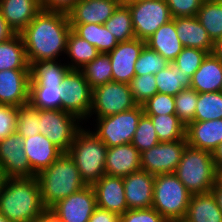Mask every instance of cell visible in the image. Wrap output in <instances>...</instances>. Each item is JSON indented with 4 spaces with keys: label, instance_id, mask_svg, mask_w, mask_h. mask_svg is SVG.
Listing matches in <instances>:
<instances>
[{
    "label": "cell",
    "instance_id": "cell-1",
    "mask_svg": "<svg viewBox=\"0 0 222 222\" xmlns=\"http://www.w3.org/2000/svg\"><path fill=\"white\" fill-rule=\"evenodd\" d=\"M71 29L68 14L41 10L19 33L29 66L38 60H61L62 56L65 57Z\"/></svg>",
    "mask_w": 222,
    "mask_h": 222
},
{
    "label": "cell",
    "instance_id": "cell-2",
    "mask_svg": "<svg viewBox=\"0 0 222 222\" xmlns=\"http://www.w3.org/2000/svg\"><path fill=\"white\" fill-rule=\"evenodd\" d=\"M0 212L11 222H31L44 216L48 210L37 178H7L0 192Z\"/></svg>",
    "mask_w": 222,
    "mask_h": 222
},
{
    "label": "cell",
    "instance_id": "cell-3",
    "mask_svg": "<svg viewBox=\"0 0 222 222\" xmlns=\"http://www.w3.org/2000/svg\"><path fill=\"white\" fill-rule=\"evenodd\" d=\"M35 177L39 183L42 203L47 210L87 186L67 153H63Z\"/></svg>",
    "mask_w": 222,
    "mask_h": 222
},
{
    "label": "cell",
    "instance_id": "cell-4",
    "mask_svg": "<svg viewBox=\"0 0 222 222\" xmlns=\"http://www.w3.org/2000/svg\"><path fill=\"white\" fill-rule=\"evenodd\" d=\"M107 149L108 147L89 126L83 125L76 133L74 141L66 153L76 164L82 180L87 186H92L105 174Z\"/></svg>",
    "mask_w": 222,
    "mask_h": 222
},
{
    "label": "cell",
    "instance_id": "cell-5",
    "mask_svg": "<svg viewBox=\"0 0 222 222\" xmlns=\"http://www.w3.org/2000/svg\"><path fill=\"white\" fill-rule=\"evenodd\" d=\"M175 175L192 195L210 192L217 182L212 153L187 145Z\"/></svg>",
    "mask_w": 222,
    "mask_h": 222
},
{
    "label": "cell",
    "instance_id": "cell-6",
    "mask_svg": "<svg viewBox=\"0 0 222 222\" xmlns=\"http://www.w3.org/2000/svg\"><path fill=\"white\" fill-rule=\"evenodd\" d=\"M191 197L175 173L155 175L152 207L168 222L185 218Z\"/></svg>",
    "mask_w": 222,
    "mask_h": 222
},
{
    "label": "cell",
    "instance_id": "cell-7",
    "mask_svg": "<svg viewBox=\"0 0 222 222\" xmlns=\"http://www.w3.org/2000/svg\"><path fill=\"white\" fill-rule=\"evenodd\" d=\"M144 114L142 105L102 118H94V134L107 146L113 147L131 143L141 116ZM96 123H95V122ZM95 123V124H94ZM95 125V126H94Z\"/></svg>",
    "mask_w": 222,
    "mask_h": 222
},
{
    "label": "cell",
    "instance_id": "cell-8",
    "mask_svg": "<svg viewBox=\"0 0 222 222\" xmlns=\"http://www.w3.org/2000/svg\"><path fill=\"white\" fill-rule=\"evenodd\" d=\"M129 7L135 38L146 41L156 30L172 20L165 0H123Z\"/></svg>",
    "mask_w": 222,
    "mask_h": 222
},
{
    "label": "cell",
    "instance_id": "cell-9",
    "mask_svg": "<svg viewBox=\"0 0 222 222\" xmlns=\"http://www.w3.org/2000/svg\"><path fill=\"white\" fill-rule=\"evenodd\" d=\"M137 105L129 84L114 81L108 82L93 89L92 107L87 122L90 123V118H102L122 113Z\"/></svg>",
    "mask_w": 222,
    "mask_h": 222
},
{
    "label": "cell",
    "instance_id": "cell-10",
    "mask_svg": "<svg viewBox=\"0 0 222 222\" xmlns=\"http://www.w3.org/2000/svg\"><path fill=\"white\" fill-rule=\"evenodd\" d=\"M84 123L63 110L40 109L39 131L64 153Z\"/></svg>",
    "mask_w": 222,
    "mask_h": 222
},
{
    "label": "cell",
    "instance_id": "cell-11",
    "mask_svg": "<svg viewBox=\"0 0 222 222\" xmlns=\"http://www.w3.org/2000/svg\"><path fill=\"white\" fill-rule=\"evenodd\" d=\"M93 89L80 70H70L61 83V110L87 124L92 107Z\"/></svg>",
    "mask_w": 222,
    "mask_h": 222
},
{
    "label": "cell",
    "instance_id": "cell-12",
    "mask_svg": "<svg viewBox=\"0 0 222 222\" xmlns=\"http://www.w3.org/2000/svg\"><path fill=\"white\" fill-rule=\"evenodd\" d=\"M187 145L186 137L178 141L159 142L140 153L141 170L152 175L175 173Z\"/></svg>",
    "mask_w": 222,
    "mask_h": 222
},
{
    "label": "cell",
    "instance_id": "cell-13",
    "mask_svg": "<svg viewBox=\"0 0 222 222\" xmlns=\"http://www.w3.org/2000/svg\"><path fill=\"white\" fill-rule=\"evenodd\" d=\"M96 207L94 190L92 186H86L58 201L48 213L56 222H88Z\"/></svg>",
    "mask_w": 222,
    "mask_h": 222
},
{
    "label": "cell",
    "instance_id": "cell-14",
    "mask_svg": "<svg viewBox=\"0 0 222 222\" xmlns=\"http://www.w3.org/2000/svg\"><path fill=\"white\" fill-rule=\"evenodd\" d=\"M0 165L7 178L35 177L23 149V137L16 132L0 141Z\"/></svg>",
    "mask_w": 222,
    "mask_h": 222
},
{
    "label": "cell",
    "instance_id": "cell-15",
    "mask_svg": "<svg viewBox=\"0 0 222 222\" xmlns=\"http://www.w3.org/2000/svg\"><path fill=\"white\" fill-rule=\"evenodd\" d=\"M145 45L146 41L134 38L119 42L112 51L107 53L110 57L114 82L129 84L135 76L134 65Z\"/></svg>",
    "mask_w": 222,
    "mask_h": 222
},
{
    "label": "cell",
    "instance_id": "cell-16",
    "mask_svg": "<svg viewBox=\"0 0 222 222\" xmlns=\"http://www.w3.org/2000/svg\"><path fill=\"white\" fill-rule=\"evenodd\" d=\"M30 69L0 71V104L14 107L29 103Z\"/></svg>",
    "mask_w": 222,
    "mask_h": 222
},
{
    "label": "cell",
    "instance_id": "cell-17",
    "mask_svg": "<svg viewBox=\"0 0 222 222\" xmlns=\"http://www.w3.org/2000/svg\"><path fill=\"white\" fill-rule=\"evenodd\" d=\"M92 188L99 208L119 216L128 210L122 177L104 174Z\"/></svg>",
    "mask_w": 222,
    "mask_h": 222
},
{
    "label": "cell",
    "instance_id": "cell-18",
    "mask_svg": "<svg viewBox=\"0 0 222 222\" xmlns=\"http://www.w3.org/2000/svg\"><path fill=\"white\" fill-rule=\"evenodd\" d=\"M155 175L140 170L123 177L128 209L151 208Z\"/></svg>",
    "mask_w": 222,
    "mask_h": 222
},
{
    "label": "cell",
    "instance_id": "cell-19",
    "mask_svg": "<svg viewBox=\"0 0 222 222\" xmlns=\"http://www.w3.org/2000/svg\"><path fill=\"white\" fill-rule=\"evenodd\" d=\"M23 149L35 176L48 168L51 163L64 153L40 133L23 138Z\"/></svg>",
    "mask_w": 222,
    "mask_h": 222
},
{
    "label": "cell",
    "instance_id": "cell-20",
    "mask_svg": "<svg viewBox=\"0 0 222 222\" xmlns=\"http://www.w3.org/2000/svg\"><path fill=\"white\" fill-rule=\"evenodd\" d=\"M123 0H78L68 13L70 24H104Z\"/></svg>",
    "mask_w": 222,
    "mask_h": 222
},
{
    "label": "cell",
    "instance_id": "cell-21",
    "mask_svg": "<svg viewBox=\"0 0 222 222\" xmlns=\"http://www.w3.org/2000/svg\"><path fill=\"white\" fill-rule=\"evenodd\" d=\"M141 170L140 152L131 143L108 147L105 161V174L116 177Z\"/></svg>",
    "mask_w": 222,
    "mask_h": 222
},
{
    "label": "cell",
    "instance_id": "cell-22",
    "mask_svg": "<svg viewBox=\"0 0 222 222\" xmlns=\"http://www.w3.org/2000/svg\"><path fill=\"white\" fill-rule=\"evenodd\" d=\"M185 137L190 147L212 153L222 142V119L193 121L186 126Z\"/></svg>",
    "mask_w": 222,
    "mask_h": 222
},
{
    "label": "cell",
    "instance_id": "cell-23",
    "mask_svg": "<svg viewBox=\"0 0 222 222\" xmlns=\"http://www.w3.org/2000/svg\"><path fill=\"white\" fill-rule=\"evenodd\" d=\"M174 23L177 36L184 47L197 48L213 53L214 42L197 16L175 17Z\"/></svg>",
    "mask_w": 222,
    "mask_h": 222
},
{
    "label": "cell",
    "instance_id": "cell-24",
    "mask_svg": "<svg viewBox=\"0 0 222 222\" xmlns=\"http://www.w3.org/2000/svg\"><path fill=\"white\" fill-rule=\"evenodd\" d=\"M41 10L40 0H0V11L16 34H19Z\"/></svg>",
    "mask_w": 222,
    "mask_h": 222
},
{
    "label": "cell",
    "instance_id": "cell-25",
    "mask_svg": "<svg viewBox=\"0 0 222 222\" xmlns=\"http://www.w3.org/2000/svg\"><path fill=\"white\" fill-rule=\"evenodd\" d=\"M190 87L198 93L221 91L222 60L214 53H208L191 77Z\"/></svg>",
    "mask_w": 222,
    "mask_h": 222
},
{
    "label": "cell",
    "instance_id": "cell-26",
    "mask_svg": "<svg viewBox=\"0 0 222 222\" xmlns=\"http://www.w3.org/2000/svg\"><path fill=\"white\" fill-rule=\"evenodd\" d=\"M146 45L172 63L184 48L177 36L174 18L160 26L146 40Z\"/></svg>",
    "mask_w": 222,
    "mask_h": 222
},
{
    "label": "cell",
    "instance_id": "cell-27",
    "mask_svg": "<svg viewBox=\"0 0 222 222\" xmlns=\"http://www.w3.org/2000/svg\"><path fill=\"white\" fill-rule=\"evenodd\" d=\"M184 220L186 222H222V211L211 192L192 195Z\"/></svg>",
    "mask_w": 222,
    "mask_h": 222
},
{
    "label": "cell",
    "instance_id": "cell-28",
    "mask_svg": "<svg viewBox=\"0 0 222 222\" xmlns=\"http://www.w3.org/2000/svg\"><path fill=\"white\" fill-rule=\"evenodd\" d=\"M67 57H62L71 70H80L94 60L100 52L88 41L78 36L72 29L67 38ZM65 58V59H64ZM67 59V60H66ZM70 59V60H69Z\"/></svg>",
    "mask_w": 222,
    "mask_h": 222
},
{
    "label": "cell",
    "instance_id": "cell-29",
    "mask_svg": "<svg viewBox=\"0 0 222 222\" xmlns=\"http://www.w3.org/2000/svg\"><path fill=\"white\" fill-rule=\"evenodd\" d=\"M70 70L62 59L35 61L30 65L29 84H61Z\"/></svg>",
    "mask_w": 222,
    "mask_h": 222
},
{
    "label": "cell",
    "instance_id": "cell-30",
    "mask_svg": "<svg viewBox=\"0 0 222 222\" xmlns=\"http://www.w3.org/2000/svg\"><path fill=\"white\" fill-rule=\"evenodd\" d=\"M70 26L78 36L95 46L100 53H108L118 45V41L104 24H70Z\"/></svg>",
    "mask_w": 222,
    "mask_h": 222
},
{
    "label": "cell",
    "instance_id": "cell-31",
    "mask_svg": "<svg viewBox=\"0 0 222 222\" xmlns=\"http://www.w3.org/2000/svg\"><path fill=\"white\" fill-rule=\"evenodd\" d=\"M6 69H30L20 34L0 43V71Z\"/></svg>",
    "mask_w": 222,
    "mask_h": 222
},
{
    "label": "cell",
    "instance_id": "cell-32",
    "mask_svg": "<svg viewBox=\"0 0 222 222\" xmlns=\"http://www.w3.org/2000/svg\"><path fill=\"white\" fill-rule=\"evenodd\" d=\"M157 91L171 96H176L185 88H190L191 77L185 76L175 64L168 66L155 75Z\"/></svg>",
    "mask_w": 222,
    "mask_h": 222
},
{
    "label": "cell",
    "instance_id": "cell-33",
    "mask_svg": "<svg viewBox=\"0 0 222 222\" xmlns=\"http://www.w3.org/2000/svg\"><path fill=\"white\" fill-rule=\"evenodd\" d=\"M61 84H29V104L37 109L61 110Z\"/></svg>",
    "mask_w": 222,
    "mask_h": 222
},
{
    "label": "cell",
    "instance_id": "cell-34",
    "mask_svg": "<svg viewBox=\"0 0 222 222\" xmlns=\"http://www.w3.org/2000/svg\"><path fill=\"white\" fill-rule=\"evenodd\" d=\"M196 16L215 42L222 35V0H204Z\"/></svg>",
    "mask_w": 222,
    "mask_h": 222
},
{
    "label": "cell",
    "instance_id": "cell-35",
    "mask_svg": "<svg viewBox=\"0 0 222 222\" xmlns=\"http://www.w3.org/2000/svg\"><path fill=\"white\" fill-rule=\"evenodd\" d=\"M104 26L119 42L135 38L129 7L122 1L113 12V15L104 23Z\"/></svg>",
    "mask_w": 222,
    "mask_h": 222
},
{
    "label": "cell",
    "instance_id": "cell-36",
    "mask_svg": "<svg viewBox=\"0 0 222 222\" xmlns=\"http://www.w3.org/2000/svg\"><path fill=\"white\" fill-rule=\"evenodd\" d=\"M153 122L160 142L178 141L185 138L186 126L176 114L147 115Z\"/></svg>",
    "mask_w": 222,
    "mask_h": 222
},
{
    "label": "cell",
    "instance_id": "cell-37",
    "mask_svg": "<svg viewBox=\"0 0 222 222\" xmlns=\"http://www.w3.org/2000/svg\"><path fill=\"white\" fill-rule=\"evenodd\" d=\"M80 71L92 89L113 81L112 66L107 53H100Z\"/></svg>",
    "mask_w": 222,
    "mask_h": 222
},
{
    "label": "cell",
    "instance_id": "cell-38",
    "mask_svg": "<svg viewBox=\"0 0 222 222\" xmlns=\"http://www.w3.org/2000/svg\"><path fill=\"white\" fill-rule=\"evenodd\" d=\"M222 119V92L198 93L194 121Z\"/></svg>",
    "mask_w": 222,
    "mask_h": 222
},
{
    "label": "cell",
    "instance_id": "cell-39",
    "mask_svg": "<svg viewBox=\"0 0 222 222\" xmlns=\"http://www.w3.org/2000/svg\"><path fill=\"white\" fill-rule=\"evenodd\" d=\"M18 119L16 133L23 138L39 134L40 109L32 107L29 103L17 107Z\"/></svg>",
    "mask_w": 222,
    "mask_h": 222
},
{
    "label": "cell",
    "instance_id": "cell-40",
    "mask_svg": "<svg viewBox=\"0 0 222 222\" xmlns=\"http://www.w3.org/2000/svg\"><path fill=\"white\" fill-rule=\"evenodd\" d=\"M174 99L175 114L178 116V119L187 126L194 121L198 92L191 87L185 88L180 91Z\"/></svg>",
    "mask_w": 222,
    "mask_h": 222
},
{
    "label": "cell",
    "instance_id": "cell-41",
    "mask_svg": "<svg viewBox=\"0 0 222 222\" xmlns=\"http://www.w3.org/2000/svg\"><path fill=\"white\" fill-rule=\"evenodd\" d=\"M169 62L159 53L145 45L136 61L135 76L160 72L168 66Z\"/></svg>",
    "mask_w": 222,
    "mask_h": 222
},
{
    "label": "cell",
    "instance_id": "cell-42",
    "mask_svg": "<svg viewBox=\"0 0 222 222\" xmlns=\"http://www.w3.org/2000/svg\"><path fill=\"white\" fill-rule=\"evenodd\" d=\"M159 142L153 122L149 116L143 114L138 122L131 144L142 153L143 151L156 146Z\"/></svg>",
    "mask_w": 222,
    "mask_h": 222
},
{
    "label": "cell",
    "instance_id": "cell-43",
    "mask_svg": "<svg viewBox=\"0 0 222 222\" xmlns=\"http://www.w3.org/2000/svg\"><path fill=\"white\" fill-rule=\"evenodd\" d=\"M129 87L138 105H142L158 93L155 76L153 74L134 76L129 82Z\"/></svg>",
    "mask_w": 222,
    "mask_h": 222
},
{
    "label": "cell",
    "instance_id": "cell-44",
    "mask_svg": "<svg viewBox=\"0 0 222 222\" xmlns=\"http://www.w3.org/2000/svg\"><path fill=\"white\" fill-rule=\"evenodd\" d=\"M207 54V51L197 48L184 47L172 63L181 69V72L185 76L192 77L201 66V63Z\"/></svg>",
    "mask_w": 222,
    "mask_h": 222
},
{
    "label": "cell",
    "instance_id": "cell-45",
    "mask_svg": "<svg viewBox=\"0 0 222 222\" xmlns=\"http://www.w3.org/2000/svg\"><path fill=\"white\" fill-rule=\"evenodd\" d=\"M174 103V96L158 92L143 103L142 107L145 115H168L175 114Z\"/></svg>",
    "mask_w": 222,
    "mask_h": 222
},
{
    "label": "cell",
    "instance_id": "cell-46",
    "mask_svg": "<svg viewBox=\"0 0 222 222\" xmlns=\"http://www.w3.org/2000/svg\"><path fill=\"white\" fill-rule=\"evenodd\" d=\"M204 0H165L172 18L196 16Z\"/></svg>",
    "mask_w": 222,
    "mask_h": 222
},
{
    "label": "cell",
    "instance_id": "cell-47",
    "mask_svg": "<svg viewBox=\"0 0 222 222\" xmlns=\"http://www.w3.org/2000/svg\"><path fill=\"white\" fill-rule=\"evenodd\" d=\"M17 107L0 104V141L16 132Z\"/></svg>",
    "mask_w": 222,
    "mask_h": 222
},
{
    "label": "cell",
    "instance_id": "cell-48",
    "mask_svg": "<svg viewBox=\"0 0 222 222\" xmlns=\"http://www.w3.org/2000/svg\"><path fill=\"white\" fill-rule=\"evenodd\" d=\"M120 222H168L153 207L145 209H128L120 215Z\"/></svg>",
    "mask_w": 222,
    "mask_h": 222
},
{
    "label": "cell",
    "instance_id": "cell-49",
    "mask_svg": "<svg viewBox=\"0 0 222 222\" xmlns=\"http://www.w3.org/2000/svg\"><path fill=\"white\" fill-rule=\"evenodd\" d=\"M78 0H40L41 9L68 14Z\"/></svg>",
    "mask_w": 222,
    "mask_h": 222
},
{
    "label": "cell",
    "instance_id": "cell-50",
    "mask_svg": "<svg viewBox=\"0 0 222 222\" xmlns=\"http://www.w3.org/2000/svg\"><path fill=\"white\" fill-rule=\"evenodd\" d=\"M88 222H120V216L97 206Z\"/></svg>",
    "mask_w": 222,
    "mask_h": 222
},
{
    "label": "cell",
    "instance_id": "cell-51",
    "mask_svg": "<svg viewBox=\"0 0 222 222\" xmlns=\"http://www.w3.org/2000/svg\"><path fill=\"white\" fill-rule=\"evenodd\" d=\"M16 33L8 26L6 20L4 19L0 11V43L9 40Z\"/></svg>",
    "mask_w": 222,
    "mask_h": 222
},
{
    "label": "cell",
    "instance_id": "cell-52",
    "mask_svg": "<svg viewBox=\"0 0 222 222\" xmlns=\"http://www.w3.org/2000/svg\"><path fill=\"white\" fill-rule=\"evenodd\" d=\"M216 201L217 206L222 211V184H220L218 181L214 184V186L211 188L210 191Z\"/></svg>",
    "mask_w": 222,
    "mask_h": 222
},
{
    "label": "cell",
    "instance_id": "cell-53",
    "mask_svg": "<svg viewBox=\"0 0 222 222\" xmlns=\"http://www.w3.org/2000/svg\"><path fill=\"white\" fill-rule=\"evenodd\" d=\"M212 158L216 169L222 165V142L213 150Z\"/></svg>",
    "mask_w": 222,
    "mask_h": 222
},
{
    "label": "cell",
    "instance_id": "cell-54",
    "mask_svg": "<svg viewBox=\"0 0 222 222\" xmlns=\"http://www.w3.org/2000/svg\"><path fill=\"white\" fill-rule=\"evenodd\" d=\"M213 53L222 60V35L214 42Z\"/></svg>",
    "mask_w": 222,
    "mask_h": 222
},
{
    "label": "cell",
    "instance_id": "cell-55",
    "mask_svg": "<svg viewBox=\"0 0 222 222\" xmlns=\"http://www.w3.org/2000/svg\"><path fill=\"white\" fill-rule=\"evenodd\" d=\"M7 180V176L5 174L4 168L0 165V192L3 189Z\"/></svg>",
    "mask_w": 222,
    "mask_h": 222
},
{
    "label": "cell",
    "instance_id": "cell-56",
    "mask_svg": "<svg viewBox=\"0 0 222 222\" xmlns=\"http://www.w3.org/2000/svg\"><path fill=\"white\" fill-rule=\"evenodd\" d=\"M31 222H56L53 217L47 212L44 216Z\"/></svg>",
    "mask_w": 222,
    "mask_h": 222
},
{
    "label": "cell",
    "instance_id": "cell-57",
    "mask_svg": "<svg viewBox=\"0 0 222 222\" xmlns=\"http://www.w3.org/2000/svg\"><path fill=\"white\" fill-rule=\"evenodd\" d=\"M217 181L222 184V165L217 169Z\"/></svg>",
    "mask_w": 222,
    "mask_h": 222
},
{
    "label": "cell",
    "instance_id": "cell-58",
    "mask_svg": "<svg viewBox=\"0 0 222 222\" xmlns=\"http://www.w3.org/2000/svg\"><path fill=\"white\" fill-rule=\"evenodd\" d=\"M0 222H11L0 212Z\"/></svg>",
    "mask_w": 222,
    "mask_h": 222
},
{
    "label": "cell",
    "instance_id": "cell-59",
    "mask_svg": "<svg viewBox=\"0 0 222 222\" xmlns=\"http://www.w3.org/2000/svg\"><path fill=\"white\" fill-rule=\"evenodd\" d=\"M170 222H186L184 219L181 220H174V221H170Z\"/></svg>",
    "mask_w": 222,
    "mask_h": 222
}]
</instances>
